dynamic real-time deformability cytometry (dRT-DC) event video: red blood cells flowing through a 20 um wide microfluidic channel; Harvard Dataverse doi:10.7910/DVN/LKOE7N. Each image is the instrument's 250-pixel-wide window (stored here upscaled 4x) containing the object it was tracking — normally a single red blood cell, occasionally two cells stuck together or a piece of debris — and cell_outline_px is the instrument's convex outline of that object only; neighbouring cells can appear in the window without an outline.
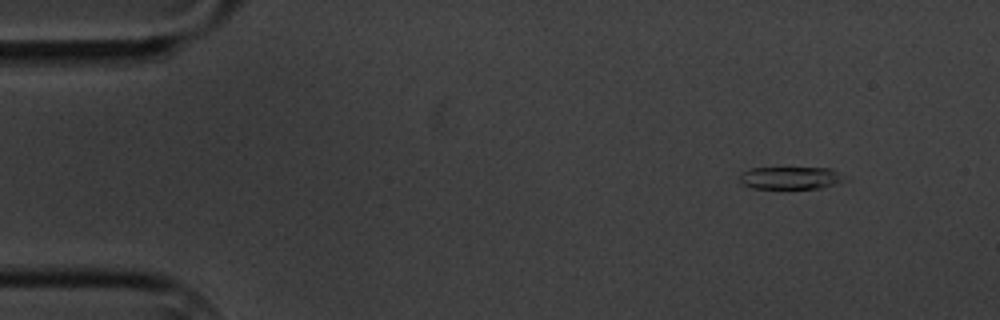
{"species": "common noctule bat (a hibernating species)", "species_latin": "Nyctalus noctula", "temperature_condition": "cold", "stored_images_in_passage": 6, "camera_frame_rate_fps": 3000, "um_per_image_px": 0.085, "animal": {"sex": "male", "body_mass_g": 20.1, "forearm_length_mm": 53.5}, "frame": {"image": 1, "passage_image": 2, "time_ms": 1.333, "image_size_px": [1000, 320], "cell_outline_px": [[848, 180], [820, 188], [752, 188], [740, 184], [740, 172], [752, 168], [832, 168], [848, 176]], "centroid_in_image_um": [67.24, 15.11], "position_along_channel_um": 17.8, "area_um2": 13.99}}